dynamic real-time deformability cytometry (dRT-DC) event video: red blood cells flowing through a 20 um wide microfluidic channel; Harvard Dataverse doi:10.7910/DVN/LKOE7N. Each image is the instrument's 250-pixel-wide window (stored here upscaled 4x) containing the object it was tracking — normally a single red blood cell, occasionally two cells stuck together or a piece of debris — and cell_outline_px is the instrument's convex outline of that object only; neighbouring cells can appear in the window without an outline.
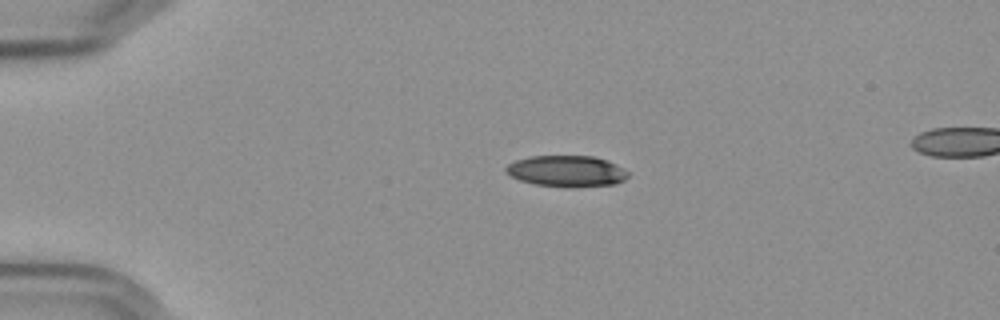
{"species": "Egyptian fruit bat (a non-hibernating species)", "species_latin": "Rousettus aegyptiacus", "temperature_condition": "cold", "stored_images_in_passage": 45, "camera_frame_rate_fps": 3000, "um_per_image_px": 0.085, "frame": {"image": 1, "passage_image": 1, "time_ms": 0.0, "image_size_px": [1000, 320], "cell_outline_px": [[628, 176], [624, 180], [616, 184], [532, 184], [520, 180], [504, 172], [504, 168], [508, 164], [516, 160], [532, 156], [592, 156], [608, 160], [624, 168], [628, 172]], "centroid_in_image_um": [48.14, 14.49], "position_along_channel_um": 36.9, "area_um2": 21.27}}
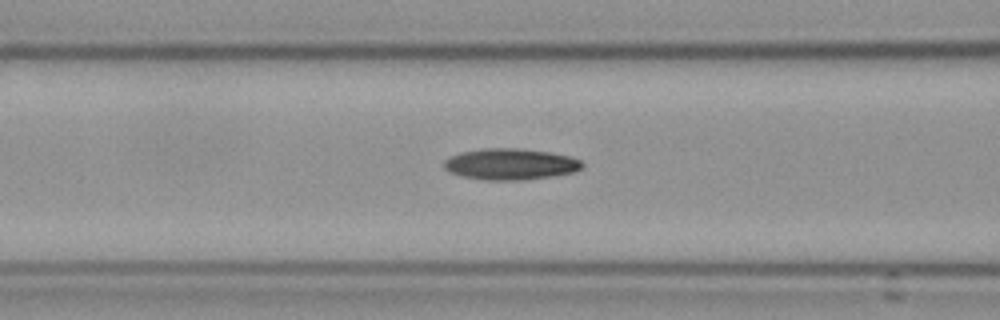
{"frame": {"image": 2, "passage_image": 12, "time_ms": 3.667, "image_size_px": [1000, 320], "cell_outline_px": [[584, 164], [580, 168], [572, 172], [552, 176], [524, 180], [484, 180], [460, 176], [448, 172], [444, 168], [444, 160], [448, 156], [460, 152], [484, 148], [516, 148], [548, 152], [568, 156], [580, 160]], "centroid_in_image_um": [43.31, 13.95], "position_along_channel_um": 123.3, "area_um2": 25.2}}
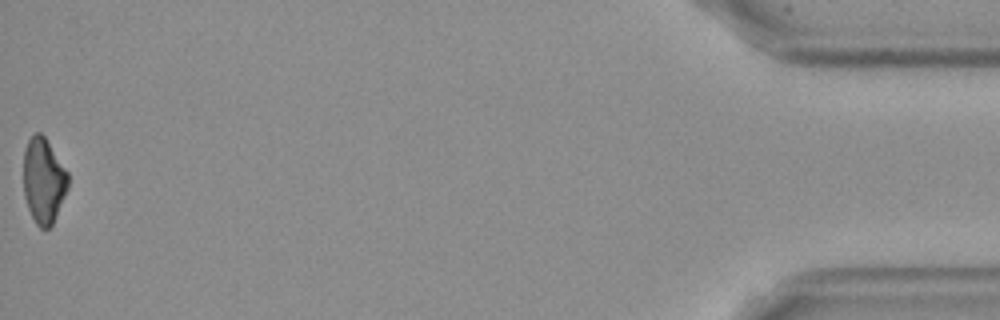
{"frame": {"image": 3, "passage_image": 45, "time_ms": 14.667, "image_size_px": [1000, 320], "cell_outline_px": [[68, 188], [52, 224], [48, 228], [40, 228], [36, 224], [28, 208], [24, 196], [24, 148], [28, 140], [36, 132], [40, 132], [44, 136], [68, 172]], "centroid_in_image_um": [3.7, 15.34], "position_along_channel_um": 431.5, "area_um2": 21.96}, "authors_computed_cell_mechanics": {"area_um2": 24.0448, "velocity_mm_per_s": 3.6121, "shape_relaxation_time_tau1_ms": 8.0511, "shape_relaxation_time_tau2_ms": null, "deformation_change_tau1": 0.1615, "deformation_change_tau2": null}}